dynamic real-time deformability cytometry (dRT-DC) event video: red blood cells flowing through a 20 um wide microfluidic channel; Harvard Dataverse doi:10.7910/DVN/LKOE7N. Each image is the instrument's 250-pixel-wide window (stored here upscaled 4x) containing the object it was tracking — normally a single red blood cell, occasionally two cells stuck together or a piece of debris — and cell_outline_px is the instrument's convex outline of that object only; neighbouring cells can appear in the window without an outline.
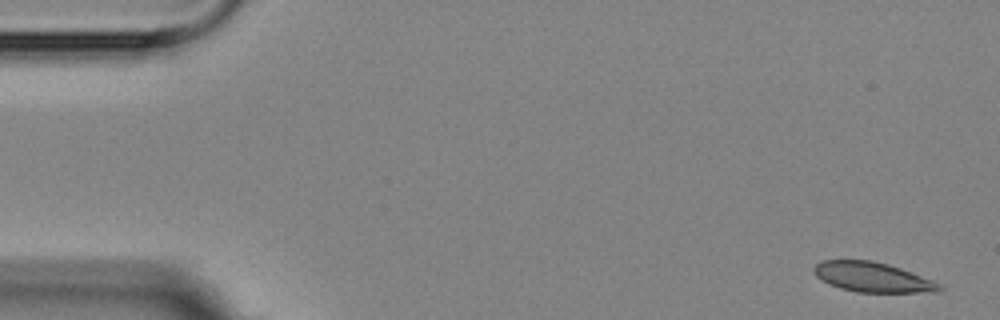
{"species": "Egyptian fruit bat (a non-hibernating species)", "species_latin": "Rousettus aegyptiacus", "temperature_condition": "room temperature", "stored_images_in_passage": 15, "camera_frame_rate_fps": 3000, "um_per_image_px": 0.085, "animal": {"sex": "female"}, "frame": {"image": 1, "passage_image": 1, "time_ms": 0.0, "image_size_px": [1000, 320], "cell_outline_px": [[944, 288], [940, 292], [856, 292], [840, 288], [828, 284], [820, 280], [812, 272], [812, 268], [820, 260], [872, 260], [888, 264], [900, 268], [932, 280], [940, 284]], "centroid_in_image_um": [74.12, 23.56], "position_along_channel_um": 10.9, "area_um2": 21.96}}
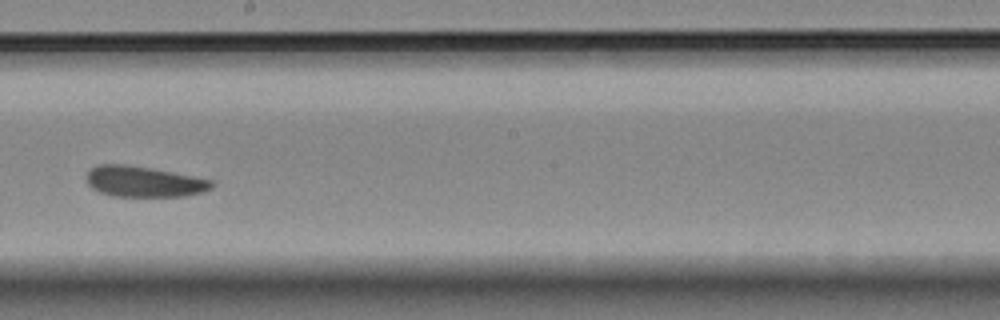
{"frame": {"image": 2, "passage_image": 9, "time_ms": 10.0, "image_size_px": [1000, 320], "cell_outline_px": [[216, 184], [212, 188], [204, 192], [184, 196], [112, 196], [100, 192], [92, 188], [88, 184], [84, 176], [92, 168], [100, 164], [128, 164], [152, 168], [212, 180]], "centroid_in_image_um": [12.23, 15.43], "position_along_channel_um": 236.0, "area_um2": 22.54}}
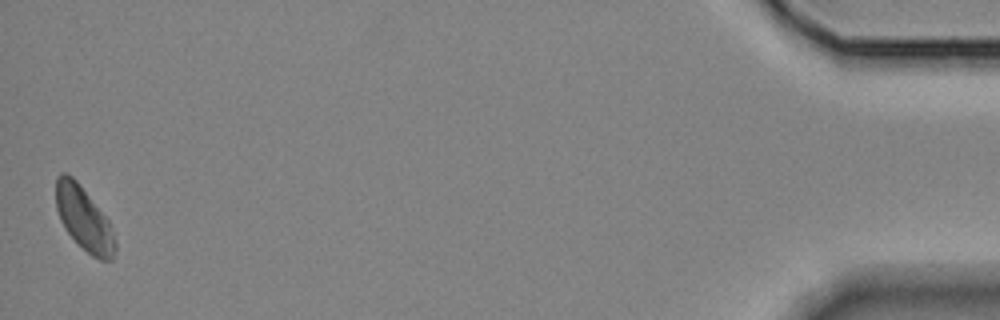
{"frame": {"image": 3, "passage_image": 15, "time_ms": 18.0, "image_size_px": [1000, 320], "cell_outline_px": [[116, 248], [112, 260], [100, 260], [92, 256], [64, 228], [60, 220], [56, 208], [56, 176], [60, 172], [68, 172], [76, 180], [108, 220], [116, 244]], "centroid_in_image_um": [7.11, 18.56], "position_along_channel_um": 428.1, "area_um2": 21.62}}